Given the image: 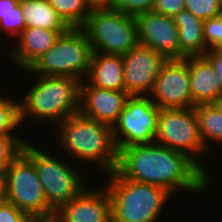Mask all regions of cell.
<instances>
[{
    "label": "cell",
    "instance_id": "obj_12",
    "mask_svg": "<svg viewBox=\"0 0 222 222\" xmlns=\"http://www.w3.org/2000/svg\"><path fill=\"white\" fill-rule=\"evenodd\" d=\"M122 57L125 92L130 96H145L148 91L152 92L159 69L166 59L141 44Z\"/></svg>",
    "mask_w": 222,
    "mask_h": 222
},
{
    "label": "cell",
    "instance_id": "obj_25",
    "mask_svg": "<svg viewBox=\"0 0 222 222\" xmlns=\"http://www.w3.org/2000/svg\"><path fill=\"white\" fill-rule=\"evenodd\" d=\"M185 10L206 20L222 15V0H185Z\"/></svg>",
    "mask_w": 222,
    "mask_h": 222
},
{
    "label": "cell",
    "instance_id": "obj_24",
    "mask_svg": "<svg viewBox=\"0 0 222 222\" xmlns=\"http://www.w3.org/2000/svg\"><path fill=\"white\" fill-rule=\"evenodd\" d=\"M26 142L12 135H0V174H4L8 166L23 151Z\"/></svg>",
    "mask_w": 222,
    "mask_h": 222
},
{
    "label": "cell",
    "instance_id": "obj_26",
    "mask_svg": "<svg viewBox=\"0 0 222 222\" xmlns=\"http://www.w3.org/2000/svg\"><path fill=\"white\" fill-rule=\"evenodd\" d=\"M26 28V21L22 13L21 4L17 5L13 12L8 14H0V29L5 30L17 37Z\"/></svg>",
    "mask_w": 222,
    "mask_h": 222
},
{
    "label": "cell",
    "instance_id": "obj_16",
    "mask_svg": "<svg viewBox=\"0 0 222 222\" xmlns=\"http://www.w3.org/2000/svg\"><path fill=\"white\" fill-rule=\"evenodd\" d=\"M67 31H55L41 27H26L18 36L19 47L10 52L11 59L18 66L28 70L36 60L52 47L60 36Z\"/></svg>",
    "mask_w": 222,
    "mask_h": 222
},
{
    "label": "cell",
    "instance_id": "obj_33",
    "mask_svg": "<svg viewBox=\"0 0 222 222\" xmlns=\"http://www.w3.org/2000/svg\"><path fill=\"white\" fill-rule=\"evenodd\" d=\"M114 0H86L91 9L111 8Z\"/></svg>",
    "mask_w": 222,
    "mask_h": 222
},
{
    "label": "cell",
    "instance_id": "obj_29",
    "mask_svg": "<svg viewBox=\"0 0 222 222\" xmlns=\"http://www.w3.org/2000/svg\"><path fill=\"white\" fill-rule=\"evenodd\" d=\"M185 9V0H155L152 12L174 17Z\"/></svg>",
    "mask_w": 222,
    "mask_h": 222
},
{
    "label": "cell",
    "instance_id": "obj_7",
    "mask_svg": "<svg viewBox=\"0 0 222 222\" xmlns=\"http://www.w3.org/2000/svg\"><path fill=\"white\" fill-rule=\"evenodd\" d=\"M23 152L33 161L47 202L54 212L85 188L81 176L65 161L56 160L27 143Z\"/></svg>",
    "mask_w": 222,
    "mask_h": 222
},
{
    "label": "cell",
    "instance_id": "obj_22",
    "mask_svg": "<svg viewBox=\"0 0 222 222\" xmlns=\"http://www.w3.org/2000/svg\"><path fill=\"white\" fill-rule=\"evenodd\" d=\"M49 3L70 27H82L92 10L86 0H49Z\"/></svg>",
    "mask_w": 222,
    "mask_h": 222
},
{
    "label": "cell",
    "instance_id": "obj_36",
    "mask_svg": "<svg viewBox=\"0 0 222 222\" xmlns=\"http://www.w3.org/2000/svg\"><path fill=\"white\" fill-rule=\"evenodd\" d=\"M211 104L222 113V93Z\"/></svg>",
    "mask_w": 222,
    "mask_h": 222
},
{
    "label": "cell",
    "instance_id": "obj_13",
    "mask_svg": "<svg viewBox=\"0 0 222 222\" xmlns=\"http://www.w3.org/2000/svg\"><path fill=\"white\" fill-rule=\"evenodd\" d=\"M135 18L139 44L152 48L165 59H180L178 27L173 17L150 11Z\"/></svg>",
    "mask_w": 222,
    "mask_h": 222
},
{
    "label": "cell",
    "instance_id": "obj_18",
    "mask_svg": "<svg viewBox=\"0 0 222 222\" xmlns=\"http://www.w3.org/2000/svg\"><path fill=\"white\" fill-rule=\"evenodd\" d=\"M122 55L92 52L86 78L92 85L101 89L125 91Z\"/></svg>",
    "mask_w": 222,
    "mask_h": 222
},
{
    "label": "cell",
    "instance_id": "obj_14",
    "mask_svg": "<svg viewBox=\"0 0 222 222\" xmlns=\"http://www.w3.org/2000/svg\"><path fill=\"white\" fill-rule=\"evenodd\" d=\"M130 97L125 91L101 89L80 84V110L79 112L100 123L113 127Z\"/></svg>",
    "mask_w": 222,
    "mask_h": 222
},
{
    "label": "cell",
    "instance_id": "obj_20",
    "mask_svg": "<svg viewBox=\"0 0 222 222\" xmlns=\"http://www.w3.org/2000/svg\"><path fill=\"white\" fill-rule=\"evenodd\" d=\"M26 27H41L55 31H68L71 27L51 7L49 0H21Z\"/></svg>",
    "mask_w": 222,
    "mask_h": 222
},
{
    "label": "cell",
    "instance_id": "obj_17",
    "mask_svg": "<svg viewBox=\"0 0 222 222\" xmlns=\"http://www.w3.org/2000/svg\"><path fill=\"white\" fill-rule=\"evenodd\" d=\"M187 64L193 107L211 104L222 93L213 66L205 56L188 57Z\"/></svg>",
    "mask_w": 222,
    "mask_h": 222
},
{
    "label": "cell",
    "instance_id": "obj_10",
    "mask_svg": "<svg viewBox=\"0 0 222 222\" xmlns=\"http://www.w3.org/2000/svg\"><path fill=\"white\" fill-rule=\"evenodd\" d=\"M147 97L130 96L127 99L117 123L112 127L117 150L155 142L160 109Z\"/></svg>",
    "mask_w": 222,
    "mask_h": 222
},
{
    "label": "cell",
    "instance_id": "obj_2",
    "mask_svg": "<svg viewBox=\"0 0 222 222\" xmlns=\"http://www.w3.org/2000/svg\"><path fill=\"white\" fill-rule=\"evenodd\" d=\"M59 126V127H58ZM56 126L60 129V143L74 158L99 163L113 172L118 162V150L114 143L112 127L100 123L80 112L65 118Z\"/></svg>",
    "mask_w": 222,
    "mask_h": 222
},
{
    "label": "cell",
    "instance_id": "obj_30",
    "mask_svg": "<svg viewBox=\"0 0 222 222\" xmlns=\"http://www.w3.org/2000/svg\"><path fill=\"white\" fill-rule=\"evenodd\" d=\"M29 217L7 200L0 204V222H26Z\"/></svg>",
    "mask_w": 222,
    "mask_h": 222
},
{
    "label": "cell",
    "instance_id": "obj_1",
    "mask_svg": "<svg viewBox=\"0 0 222 222\" xmlns=\"http://www.w3.org/2000/svg\"><path fill=\"white\" fill-rule=\"evenodd\" d=\"M122 178L162 187L171 194L178 188L201 192L209 178L191 158L157 143L118 150L115 170Z\"/></svg>",
    "mask_w": 222,
    "mask_h": 222
},
{
    "label": "cell",
    "instance_id": "obj_8",
    "mask_svg": "<svg viewBox=\"0 0 222 222\" xmlns=\"http://www.w3.org/2000/svg\"><path fill=\"white\" fill-rule=\"evenodd\" d=\"M6 199L30 217L55 212L47 202L33 161L22 151L4 172Z\"/></svg>",
    "mask_w": 222,
    "mask_h": 222
},
{
    "label": "cell",
    "instance_id": "obj_27",
    "mask_svg": "<svg viewBox=\"0 0 222 222\" xmlns=\"http://www.w3.org/2000/svg\"><path fill=\"white\" fill-rule=\"evenodd\" d=\"M203 37L208 49L222 48V15L204 20Z\"/></svg>",
    "mask_w": 222,
    "mask_h": 222
},
{
    "label": "cell",
    "instance_id": "obj_6",
    "mask_svg": "<svg viewBox=\"0 0 222 222\" xmlns=\"http://www.w3.org/2000/svg\"><path fill=\"white\" fill-rule=\"evenodd\" d=\"M81 28L92 52L124 55L139 44L136 18L113 8L92 9Z\"/></svg>",
    "mask_w": 222,
    "mask_h": 222
},
{
    "label": "cell",
    "instance_id": "obj_11",
    "mask_svg": "<svg viewBox=\"0 0 222 222\" xmlns=\"http://www.w3.org/2000/svg\"><path fill=\"white\" fill-rule=\"evenodd\" d=\"M152 93L155 98L150 99L159 109L192 108L187 58L166 59L159 69Z\"/></svg>",
    "mask_w": 222,
    "mask_h": 222
},
{
    "label": "cell",
    "instance_id": "obj_34",
    "mask_svg": "<svg viewBox=\"0 0 222 222\" xmlns=\"http://www.w3.org/2000/svg\"><path fill=\"white\" fill-rule=\"evenodd\" d=\"M26 222H59L55 214L50 216H33L29 217Z\"/></svg>",
    "mask_w": 222,
    "mask_h": 222
},
{
    "label": "cell",
    "instance_id": "obj_19",
    "mask_svg": "<svg viewBox=\"0 0 222 222\" xmlns=\"http://www.w3.org/2000/svg\"><path fill=\"white\" fill-rule=\"evenodd\" d=\"M173 18L178 27L180 59L204 56L208 51L203 37L204 20L185 9Z\"/></svg>",
    "mask_w": 222,
    "mask_h": 222
},
{
    "label": "cell",
    "instance_id": "obj_32",
    "mask_svg": "<svg viewBox=\"0 0 222 222\" xmlns=\"http://www.w3.org/2000/svg\"><path fill=\"white\" fill-rule=\"evenodd\" d=\"M20 4L19 0H0V14H8Z\"/></svg>",
    "mask_w": 222,
    "mask_h": 222
},
{
    "label": "cell",
    "instance_id": "obj_15",
    "mask_svg": "<svg viewBox=\"0 0 222 222\" xmlns=\"http://www.w3.org/2000/svg\"><path fill=\"white\" fill-rule=\"evenodd\" d=\"M55 215L59 222H112L109 193L105 186L96 191L84 188Z\"/></svg>",
    "mask_w": 222,
    "mask_h": 222
},
{
    "label": "cell",
    "instance_id": "obj_23",
    "mask_svg": "<svg viewBox=\"0 0 222 222\" xmlns=\"http://www.w3.org/2000/svg\"><path fill=\"white\" fill-rule=\"evenodd\" d=\"M19 103L0 96V135H11L21 123Z\"/></svg>",
    "mask_w": 222,
    "mask_h": 222
},
{
    "label": "cell",
    "instance_id": "obj_21",
    "mask_svg": "<svg viewBox=\"0 0 222 222\" xmlns=\"http://www.w3.org/2000/svg\"><path fill=\"white\" fill-rule=\"evenodd\" d=\"M201 140L207 149L208 139L222 142V113L212 104L194 107Z\"/></svg>",
    "mask_w": 222,
    "mask_h": 222
},
{
    "label": "cell",
    "instance_id": "obj_3",
    "mask_svg": "<svg viewBox=\"0 0 222 222\" xmlns=\"http://www.w3.org/2000/svg\"><path fill=\"white\" fill-rule=\"evenodd\" d=\"M109 175L105 187L111 199L112 222H156L172 194L159 186L122 178L115 170Z\"/></svg>",
    "mask_w": 222,
    "mask_h": 222
},
{
    "label": "cell",
    "instance_id": "obj_9",
    "mask_svg": "<svg viewBox=\"0 0 222 222\" xmlns=\"http://www.w3.org/2000/svg\"><path fill=\"white\" fill-rule=\"evenodd\" d=\"M154 141L171 150L186 154L206 173L207 170L200 165L195 156H192L194 153L206 150L200 137L194 107L160 109Z\"/></svg>",
    "mask_w": 222,
    "mask_h": 222
},
{
    "label": "cell",
    "instance_id": "obj_4",
    "mask_svg": "<svg viewBox=\"0 0 222 222\" xmlns=\"http://www.w3.org/2000/svg\"><path fill=\"white\" fill-rule=\"evenodd\" d=\"M81 81L72 77L39 75L36 84L20 100V122L28 114L59 124L80 110Z\"/></svg>",
    "mask_w": 222,
    "mask_h": 222
},
{
    "label": "cell",
    "instance_id": "obj_35",
    "mask_svg": "<svg viewBox=\"0 0 222 222\" xmlns=\"http://www.w3.org/2000/svg\"><path fill=\"white\" fill-rule=\"evenodd\" d=\"M6 200V179L4 174H0V204Z\"/></svg>",
    "mask_w": 222,
    "mask_h": 222
},
{
    "label": "cell",
    "instance_id": "obj_5",
    "mask_svg": "<svg viewBox=\"0 0 222 222\" xmlns=\"http://www.w3.org/2000/svg\"><path fill=\"white\" fill-rule=\"evenodd\" d=\"M91 56L92 49L85 31L81 27H71L60 34L54 45L28 71L37 75L72 77L83 81L89 70Z\"/></svg>",
    "mask_w": 222,
    "mask_h": 222
},
{
    "label": "cell",
    "instance_id": "obj_31",
    "mask_svg": "<svg viewBox=\"0 0 222 222\" xmlns=\"http://www.w3.org/2000/svg\"><path fill=\"white\" fill-rule=\"evenodd\" d=\"M211 63L219 80L222 92V48L208 49L204 55Z\"/></svg>",
    "mask_w": 222,
    "mask_h": 222
},
{
    "label": "cell",
    "instance_id": "obj_28",
    "mask_svg": "<svg viewBox=\"0 0 222 222\" xmlns=\"http://www.w3.org/2000/svg\"><path fill=\"white\" fill-rule=\"evenodd\" d=\"M154 4L155 0H114L111 8L136 17L152 11Z\"/></svg>",
    "mask_w": 222,
    "mask_h": 222
}]
</instances>
